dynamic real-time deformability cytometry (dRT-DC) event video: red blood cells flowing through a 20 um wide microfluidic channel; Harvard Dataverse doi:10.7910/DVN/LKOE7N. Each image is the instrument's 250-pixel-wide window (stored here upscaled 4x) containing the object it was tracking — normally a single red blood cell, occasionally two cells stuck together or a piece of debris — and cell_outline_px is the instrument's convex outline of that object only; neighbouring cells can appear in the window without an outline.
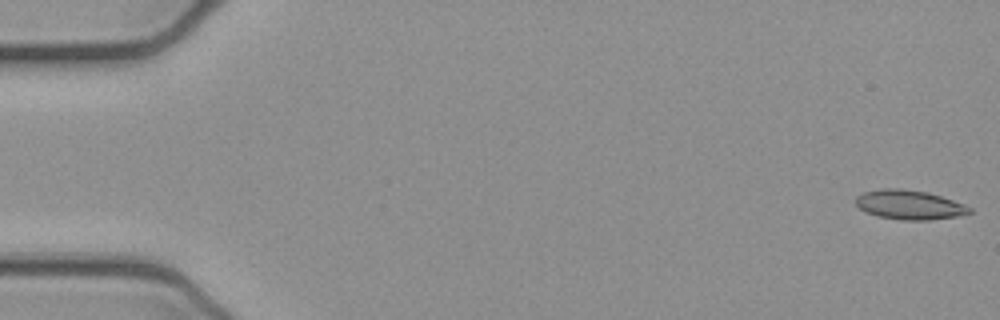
{"species": "common noctule bat (a hibernating species)", "species_latin": "Nyctalus noctula", "temperature_condition": "cold", "stored_images_in_passage": 52, "camera_frame_rate_fps": 3000, "um_per_image_px": 0.085, "animal": {"sex": "female", "body_mass_g": 21.9}, "frame": {"image": 1, "passage_image": 1, "time_ms": 0.0, "image_size_px": [1000, 320], "cell_outline_px": [[972, 212], [956, 216], [928, 220], [904, 220], [880, 216], [868, 212], [860, 208], [856, 204], [856, 196], [864, 192], [884, 188], [900, 188], [928, 192], [964, 204], [972, 208]], "centroid_in_image_um": [77.31, 17.39], "position_along_channel_um": 7.7, "area_um2": 19.19}}
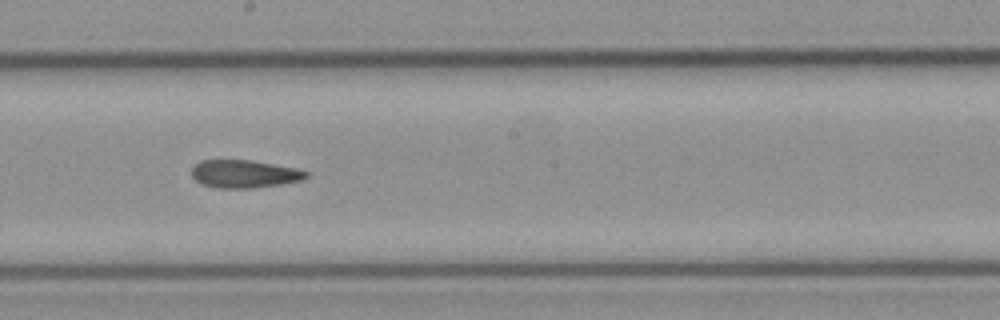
{"frame": {"image": 2, "passage_image": 29, "time_ms": 9.333, "image_size_px": [1000, 320], "cell_outline_px": [[308, 176], [304, 180], [280, 184], [252, 188], [216, 188], [200, 184], [192, 176], [192, 168], [200, 160], [252, 160], [296, 168], [308, 172]], "centroid_in_image_um": [20.76, 14.78], "position_along_channel_um": 227.4, "area_um2": 18.67}}
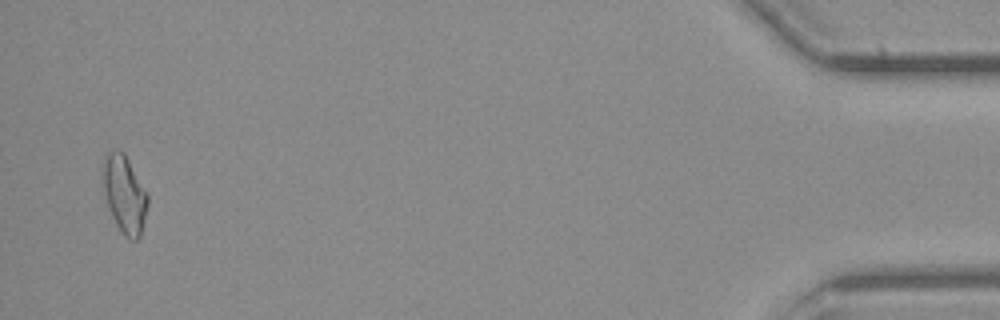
{"frame": {"image": 3, "passage_image": 51, "time_ms": 16.667, "image_size_px": [1000, 320], "cell_outline_px": [[148, 204], [140, 236], [136, 240], [128, 240], [124, 236], [116, 224], [100, 192], [100, 164], [104, 156], [108, 152], [116, 148], [124, 152], [148, 192]], "centroid_in_image_um": [10.5, 16.44], "position_along_channel_um": 424.7, "area_um2": 21.44}, "authors_computed_cell_mechanics": {"area_um2": 19.1607, "velocity_mm_per_s": 3.9067, "shape_relaxation_time_tau1_ms": 8.9829, "shape_relaxation_time_tau2_ms": 3.5714, "deformation_change_tau1": 0.1845, "deformation_change_tau2": 0.1235}}